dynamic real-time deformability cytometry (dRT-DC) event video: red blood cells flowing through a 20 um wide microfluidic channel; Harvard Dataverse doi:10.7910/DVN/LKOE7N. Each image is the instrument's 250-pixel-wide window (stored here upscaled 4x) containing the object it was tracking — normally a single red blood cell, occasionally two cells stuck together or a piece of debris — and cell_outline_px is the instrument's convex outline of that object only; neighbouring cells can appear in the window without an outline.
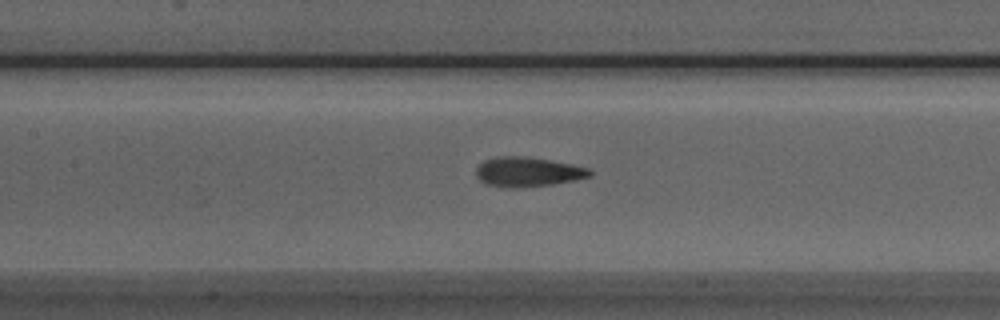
{"species": "Egyptian fruit bat (a non-hibernating species)", "species_latin": "Rousettus aegyptiacus", "temperature_condition": "room temperature", "stored_images_in_passage": 31, "camera_frame_rate_fps": 3000, "um_per_image_px": 0.085, "animal": {"sex": "male"}, "frame": {"image": 1, "passage_image": 12, "time_ms": 3.667, "image_size_px": [1000, 320], "cell_outline_px": [[592, 176], [576, 180], [552, 184], [520, 188], [508, 188], [484, 184], [476, 176], [476, 168], [484, 160], [496, 156], [524, 156], [552, 160], [572, 164], [588, 168], [592, 172]], "centroid_in_image_um": [44.85, 14.61], "position_along_channel_um": 162.6, "area_um2": 19.88}}
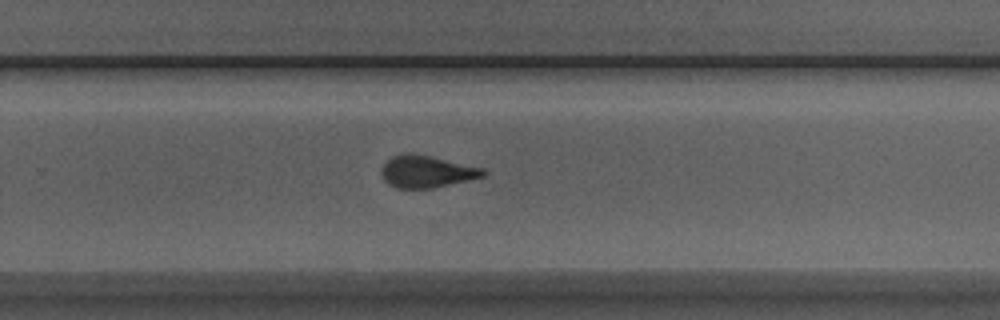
{"frame": {"image": 2, "passage_image": 22, "time_ms": 7.0, "image_size_px": [1000, 320], "cell_outline_px": [[488, 172], [484, 176], [468, 180], [432, 188], [396, 188], [388, 184], [384, 180], [384, 164], [392, 156], [432, 156], [484, 168]], "centroid_in_image_um": [36.35, 14.62], "position_along_channel_um": 293.4, "area_um2": 18.26}}
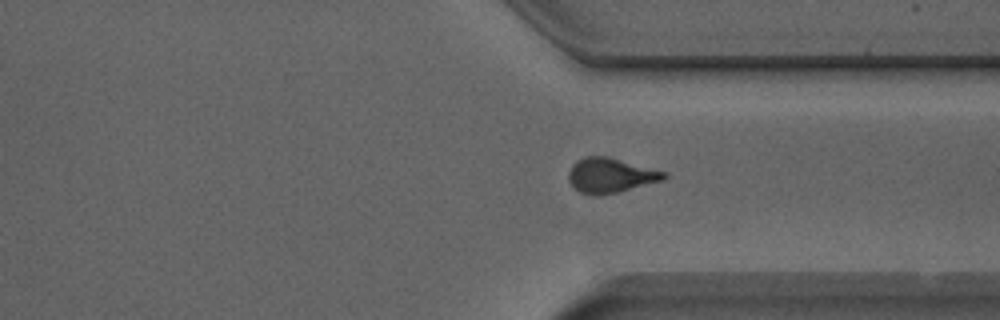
{"frame": {"image": 3, "passage_image": 27, "time_ms": 8.667, "image_size_px": [1000, 320], "cell_outline_px": [[668, 176], [664, 180], [600, 196], [596, 196], [580, 192], [568, 180], [568, 172], [572, 164], [576, 160], [584, 156], [608, 156], [668, 172]], "centroid_in_image_um": [51.9, 14.89], "position_along_channel_um": 359.5, "area_um2": 19.48}}